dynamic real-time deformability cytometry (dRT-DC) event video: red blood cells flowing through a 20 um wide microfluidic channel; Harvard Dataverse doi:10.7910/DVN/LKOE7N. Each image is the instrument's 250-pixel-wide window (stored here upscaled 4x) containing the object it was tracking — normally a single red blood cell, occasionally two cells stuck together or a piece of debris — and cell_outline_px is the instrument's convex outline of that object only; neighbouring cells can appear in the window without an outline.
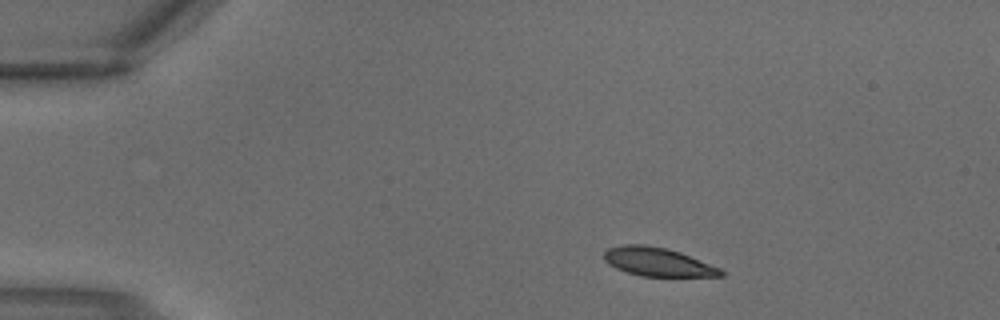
{"species": "common noctule bat (a hibernating species)", "species_latin": "Nyctalus noctula", "temperature_condition": "warm", "stored_images_in_passage": 2, "camera_frame_rate_fps": 3000, "um_per_image_px": 0.085, "animal": {"sex": "male", "body_mass_g": 18.8}, "frame": {"image": 1, "passage_image": 1, "time_ms": 0.0, "image_size_px": [1000, 320], "cell_outline_px": [[724, 276], [640, 276], [616, 268], [608, 264], [604, 260], [604, 252], [608, 248], [624, 244], [644, 244], [664, 248], [680, 252], [720, 268], [724, 272]], "centroid_in_image_um": [55.88, 22.26], "position_along_channel_um": 29.1, "area_um2": 19.31}}